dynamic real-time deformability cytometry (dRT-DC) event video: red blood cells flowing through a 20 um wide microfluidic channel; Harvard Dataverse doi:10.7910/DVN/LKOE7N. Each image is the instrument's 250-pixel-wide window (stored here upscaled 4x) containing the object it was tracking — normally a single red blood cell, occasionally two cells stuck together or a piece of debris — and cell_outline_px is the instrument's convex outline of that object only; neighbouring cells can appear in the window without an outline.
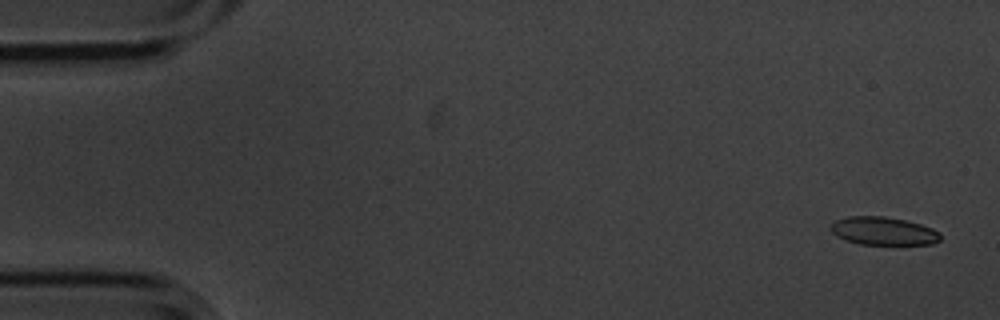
{"species": "common noctule bat (a hibernating species)", "species_latin": "Nyctalus noctula", "temperature_condition": "cold", "stored_images_in_passage": 2, "camera_frame_rate_fps": 3000, "um_per_image_px": 0.085, "animal": {"sex": "male", "body_mass_g": 20.1, "forearm_length_mm": 53.5}, "frame": {"image": 1, "passage_image": 1, "time_ms": 0.0, "image_size_px": [1000, 320], "cell_outline_px": [[940, 240], [932, 244], [860, 244], [836, 236], [828, 228], [836, 220], [848, 216], [884, 216], [904, 220], [920, 224], [932, 228], [940, 232]], "centroid_in_image_um": [75.08, 19.63], "position_along_channel_um": 9.9, "area_um2": 17.86}}
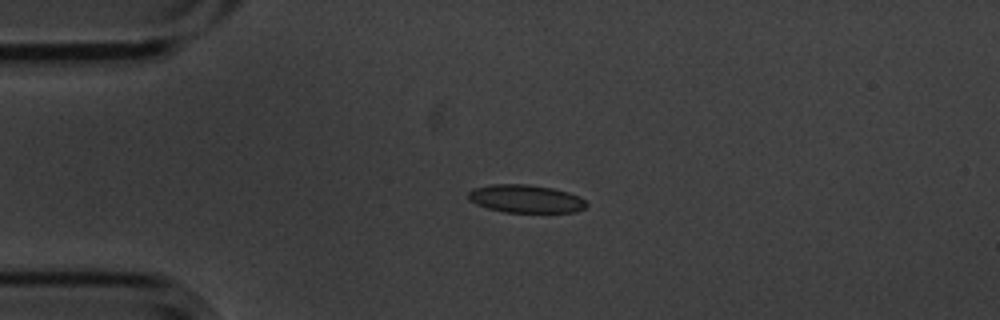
{"frame": {"image": 2, "passage_image": 2, "time_ms": 0.333, "image_size_px": [1000, 320], "cell_outline_px": [[588, 204], [584, 208], [576, 212], [504, 212], [488, 208], [476, 204], [468, 200], [468, 192], [472, 188], [492, 184], [528, 184], [552, 188], [568, 192], [580, 196]], "centroid_in_image_um": [44.67, 16.89], "position_along_channel_um": 40.3, "area_um2": 19.36}}